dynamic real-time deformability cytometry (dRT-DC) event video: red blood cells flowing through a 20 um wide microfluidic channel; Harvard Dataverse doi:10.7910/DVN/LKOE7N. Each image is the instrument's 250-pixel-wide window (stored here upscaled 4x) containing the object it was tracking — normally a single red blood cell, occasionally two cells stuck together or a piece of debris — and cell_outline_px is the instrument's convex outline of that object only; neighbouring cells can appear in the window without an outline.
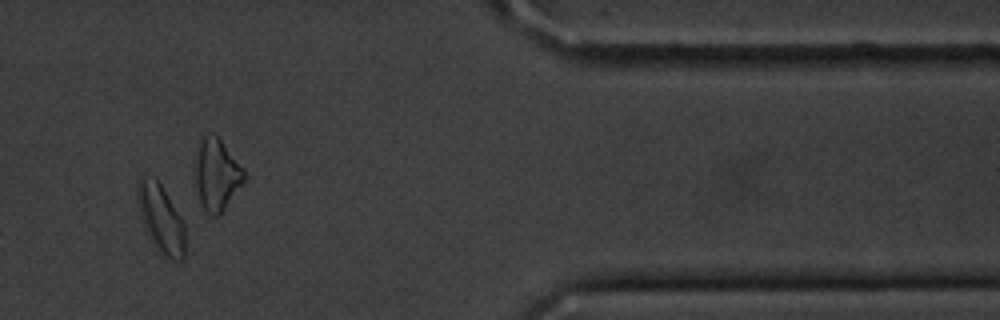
{"species": "common noctule bat (a hibernating species)", "species_latin": "Nyctalus noctula", "temperature_condition": "cold", "stored_images_in_passage": 14, "camera_frame_rate_fps": 3000, "um_per_image_px": 0.085, "animal": {"sex": "male", "body_mass_g": 20.1, "forearm_length_mm": 53.5}, "frame": {"image": 1, "passage_image": 12, "time_ms": 14.667, "image_size_px": [1000, 320], "cell_outline_px": [[184, 260], [172, 260], [156, 244], [144, 224], [136, 200], [136, 188], [140, 176], [144, 172], [156, 180], [160, 184], [180, 216], [184, 224]], "centroid_in_image_um": [13.65, 18.47], "position_along_channel_um": 397.7, "area_um2": 18.15}, "authors_computed_cell_mechanics": {"area_um2": 16.0395, "velocity_mm_per_s": 3.6125, "shape_relaxation_time_tau1_ms": 1.5102, "shape_relaxation_time_tau2_ms": null, "deformation_change_tau1": 0.0669, "deformation_change_tau2": null}}